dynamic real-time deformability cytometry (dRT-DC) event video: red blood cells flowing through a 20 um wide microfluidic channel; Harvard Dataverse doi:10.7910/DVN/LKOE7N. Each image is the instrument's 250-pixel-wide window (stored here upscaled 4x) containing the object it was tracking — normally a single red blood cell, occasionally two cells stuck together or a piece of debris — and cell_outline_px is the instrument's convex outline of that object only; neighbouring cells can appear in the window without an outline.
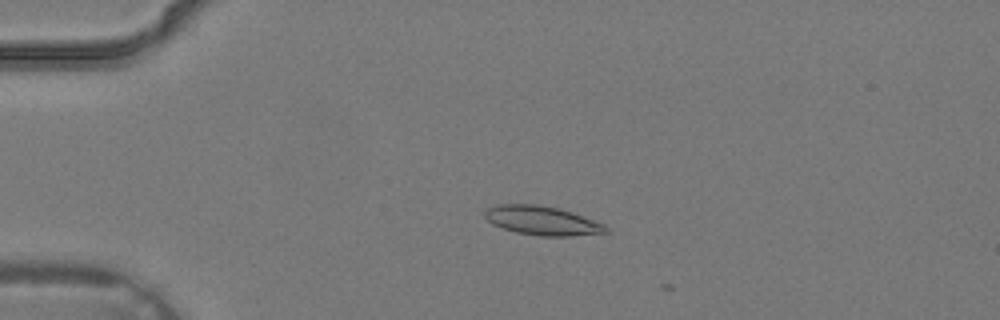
{"species": "common noctule bat (a hibernating species)", "species_latin": "Nyctalus noctula", "temperature_condition": "warm", "stored_images_in_passage": 5, "camera_frame_rate_fps": 3000, "um_per_image_px": 0.085, "animal": {"sex": "male", "body_mass_g": 19.2, "forearm_length_mm": 51.8}, "frame": {"image": 1, "passage_image": 3, "time_ms": 0.667, "image_size_px": [1000, 320], "cell_outline_px": [[612, 232], [572, 236], [540, 236], [516, 232], [492, 224], [484, 216], [484, 212], [488, 208], [496, 204], [536, 204], [556, 208], [572, 212], [604, 224]], "centroid_in_image_um": [46.1, 18.76], "position_along_channel_um": 38.9, "area_um2": 20.46}}